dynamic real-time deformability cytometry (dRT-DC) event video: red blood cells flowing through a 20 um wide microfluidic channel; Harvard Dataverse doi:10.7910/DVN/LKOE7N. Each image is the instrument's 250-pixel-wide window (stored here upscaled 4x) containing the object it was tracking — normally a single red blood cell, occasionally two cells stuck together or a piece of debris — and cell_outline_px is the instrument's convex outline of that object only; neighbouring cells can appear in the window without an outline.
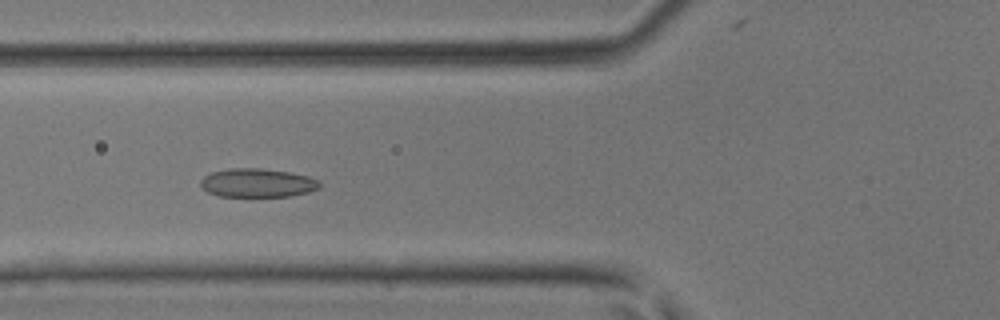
{"species": "common noctule bat (a hibernating species)", "species_latin": "Nyctalus noctula", "temperature_condition": "room temperature", "stored_images_in_passage": 36, "segment_of_instrument_passage": [1, 2], "camera_frame_rate_fps": 3000, "um_per_image_px": 0.085, "animal": {"sex": "male", "body_mass_g": 17.9, "forearm_length_mm": 54.2}, "frame": {"image": 1, "passage_image": 7, "time_ms": 2.0, "image_size_px": [1000, 320], "cell_outline_px": [[320, 188], [308, 192], [288, 196], [220, 196], [208, 192], [200, 184], [200, 180], [204, 176], [212, 172], [232, 168], [260, 168], [288, 172], [308, 176], [320, 180]], "centroid_in_image_um": [21.9, 15.54], "position_along_channel_um": 103.9, "area_um2": 19.77}}
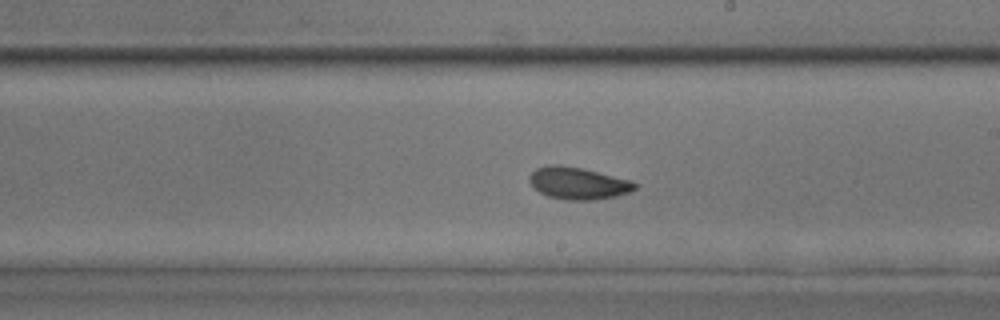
{"frame": {"image": 2, "passage_image": 16, "time_ms": 5.0, "image_size_px": [1000, 320], "cell_outline_px": [[636, 188], [628, 192], [616, 196], [596, 200], [568, 200], [548, 196], [540, 192], [528, 180], [528, 176], [536, 168], [552, 164], [560, 164], [580, 168], [632, 180], [636, 184]], "centroid_in_image_um": [49.13, 15.57], "position_along_channel_um": 239.9, "area_um2": 19.59}}
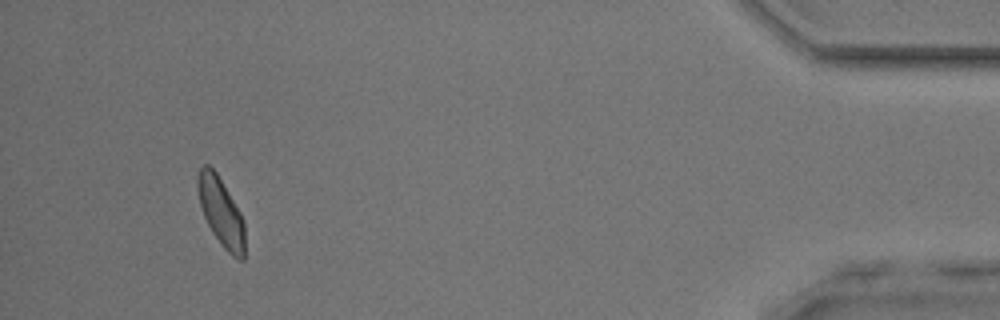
{"frame": {"image": 3, "passage_image": 32, "time_ms": 10.333, "image_size_px": [1000, 320], "cell_outline_px": [[244, 260], [240, 260], [232, 256], [220, 244], [212, 232], [204, 216], [200, 204], [196, 188], [196, 176], [200, 168], [204, 164], [208, 164], [216, 172], [240, 212], [244, 220]], "centroid_in_image_um": [18.76, 18.01], "position_along_channel_um": 416.4, "area_um2": 18.79}}